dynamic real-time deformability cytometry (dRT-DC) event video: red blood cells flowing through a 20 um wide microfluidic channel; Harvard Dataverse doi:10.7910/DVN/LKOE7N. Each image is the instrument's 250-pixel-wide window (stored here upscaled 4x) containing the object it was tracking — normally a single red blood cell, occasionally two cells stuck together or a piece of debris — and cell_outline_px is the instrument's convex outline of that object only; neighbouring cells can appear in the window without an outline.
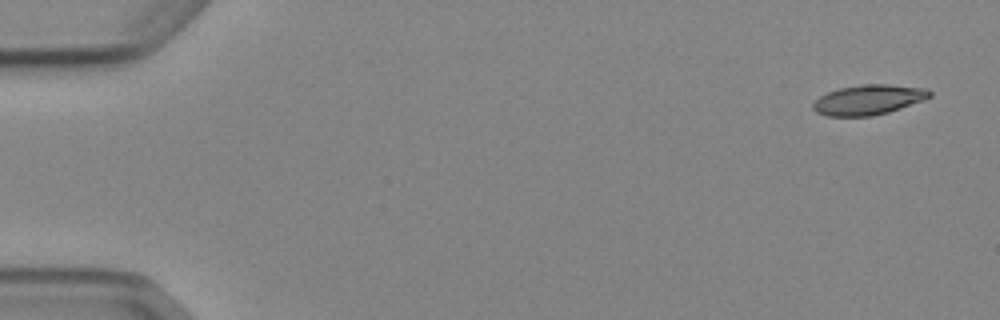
{"species": "Egyptian fruit bat (a non-hibernating species)", "species_latin": "Rousettus aegyptiacus", "temperature_condition": "cold", "stored_images_in_passage": 5, "camera_frame_rate_fps": 3000, "um_per_image_px": 0.085, "animal": {"sex": "female"}, "frame": {"image": 1, "passage_image": 1, "time_ms": 0.0, "image_size_px": [1000, 320], "cell_outline_px": [[932, 96], [924, 100], [888, 112], [872, 116], [828, 116], [816, 112], [812, 108], [812, 104], [820, 96], [828, 92], [840, 88], [864, 84], [888, 84], [928, 88], [932, 92]], "centroid_in_image_um": [73.85, 8.47], "position_along_channel_um": 11.2, "area_um2": 20.4}}